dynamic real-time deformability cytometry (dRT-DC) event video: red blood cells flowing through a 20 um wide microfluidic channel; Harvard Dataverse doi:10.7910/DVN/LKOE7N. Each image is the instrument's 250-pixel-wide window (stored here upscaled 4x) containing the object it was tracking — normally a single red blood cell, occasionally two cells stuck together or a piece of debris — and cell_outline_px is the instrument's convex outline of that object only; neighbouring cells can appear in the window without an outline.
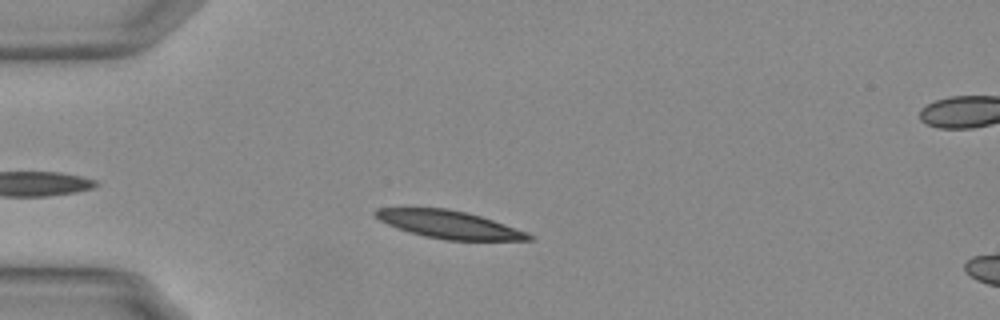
{"species": "Egyptian fruit bat (a non-hibernating species)", "species_latin": "Rousettus aegyptiacus", "temperature_condition": "warm", "stored_images_in_passage": 36, "camera_frame_rate_fps": 3000, "um_per_image_px": 0.085, "animal": {"sex": "female"}, "frame": {"image": 1, "passage_image": 6, "time_ms": 1.667, "image_size_px": [1000, 320], "cell_outline_px": [[536, 236], [532, 240], [444, 240], [424, 236], [396, 228], [380, 220], [372, 212], [376, 208], [448, 208], [480, 216], [528, 232]], "centroid_in_image_um": [38.18, 19.09], "position_along_channel_um": 46.8, "area_um2": 24.68}}
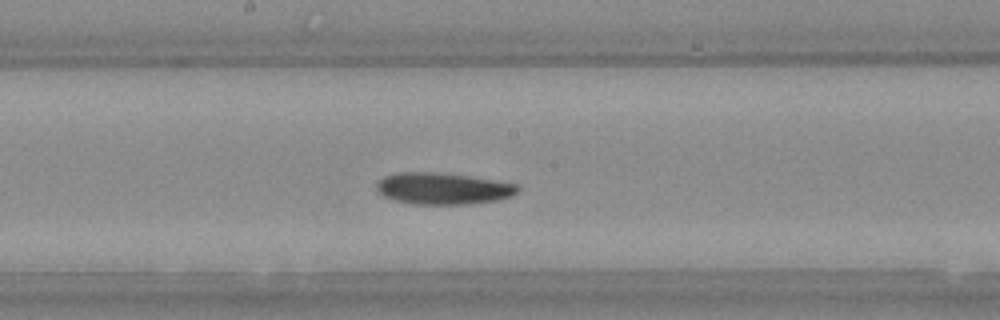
{"frame": {"image": 2, "passage_image": 21, "time_ms": 6.667, "image_size_px": [1000, 320], "cell_outline_px": [[520, 188], [512, 196], [500, 200], [472, 204], [412, 204], [392, 200], [376, 192], [376, 184], [384, 176], [396, 172], [440, 172], [468, 176], [520, 184]], "centroid_in_image_um": [37.65, 16.03], "position_along_channel_um": 210.6, "area_um2": 26.41}}
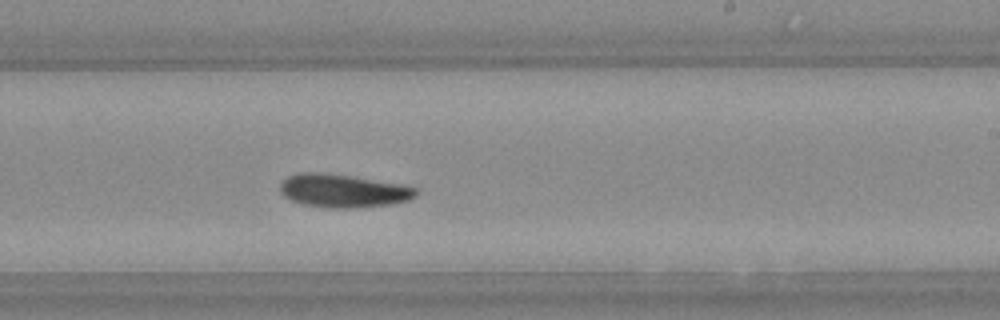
{"frame": {"image": 3, "passage_image": 25, "time_ms": 8.0, "image_size_px": [1000, 320], "cell_outline_px": [[420, 192], [416, 196], [408, 200], [392, 204], [356, 208], [324, 208], [304, 204], [292, 200], [284, 196], [280, 192], [280, 184], [288, 176], [300, 172], [316, 172], [352, 176], [400, 184], [420, 188]], "centroid_in_image_um": [29.2, 16.22], "position_along_channel_um": 259.8, "area_um2": 26.47}, "authors_computed_cell_mechanics": {"area_um2": 25.7499, "velocity_mm_per_s": 3.7154, "shape_relaxation_time_tau1_ms": 4.2447, "shape_relaxation_time_tau2_ms": 7.0683, "deformation_change_tau1": 0.1378, "deformation_change_tau2": 0.0938}}